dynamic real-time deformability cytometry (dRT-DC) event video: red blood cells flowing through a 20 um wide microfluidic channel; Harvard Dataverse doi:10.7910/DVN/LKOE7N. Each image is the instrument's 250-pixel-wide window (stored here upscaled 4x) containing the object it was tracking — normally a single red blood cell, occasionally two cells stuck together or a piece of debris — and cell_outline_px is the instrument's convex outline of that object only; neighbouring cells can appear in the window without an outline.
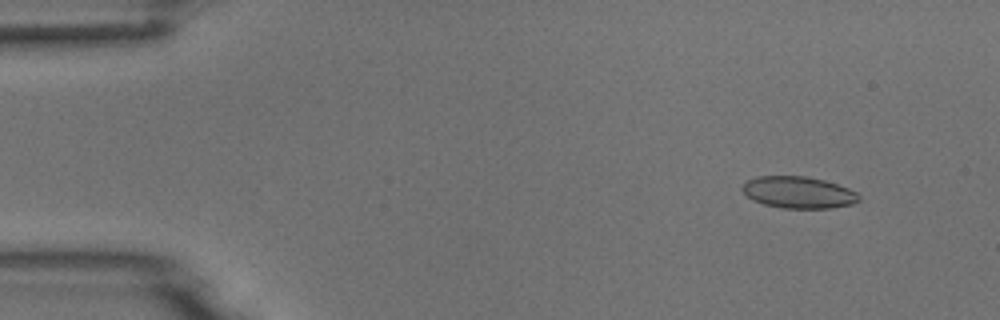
{"species": "common noctule bat (a hibernating species)", "species_latin": "Nyctalus noctula", "temperature_condition": "room temperature", "stored_images_in_passage": 5, "camera_frame_rate_fps": 3000, "um_per_image_px": 0.085, "animal": {"sex": "male", "body_mass_g": 18.8}, "frame": {"image": 1, "passage_image": 2, "time_ms": 1.333, "image_size_px": [1000, 320], "cell_outline_px": [[860, 200], [852, 204], [832, 208], [780, 208], [764, 204], [752, 200], [740, 188], [748, 180], [760, 176], [804, 176], [824, 180], [848, 188], [856, 192], [860, 196]], "centroid_in_image_um": [67.87, 16.36], "position_along_channel_um": 17.1, "area_um2": 21.5}}
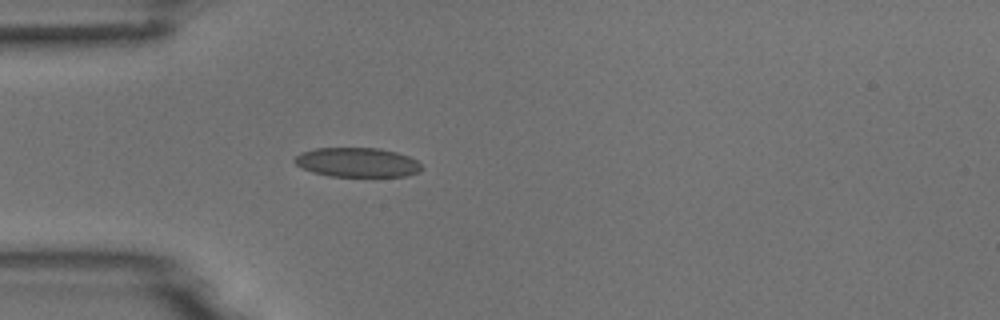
{"frame": {"image": 2, "passage_image": 5, "time_ms": 4.667, "image_size_px": [1000, 320], "cell_outline_px": [[424, 168], [420, 172], [404, 176], [328, 176], [312, 172], [300, 168], [292, 160], [300, 152], [316, 148], [380, 148], [396, 152], [408, 156], [416, 160]], "centroid_in_image_um": [30.34, 13.8], "position_along_channel_um": 54.7, "area_um2": 21.91}}